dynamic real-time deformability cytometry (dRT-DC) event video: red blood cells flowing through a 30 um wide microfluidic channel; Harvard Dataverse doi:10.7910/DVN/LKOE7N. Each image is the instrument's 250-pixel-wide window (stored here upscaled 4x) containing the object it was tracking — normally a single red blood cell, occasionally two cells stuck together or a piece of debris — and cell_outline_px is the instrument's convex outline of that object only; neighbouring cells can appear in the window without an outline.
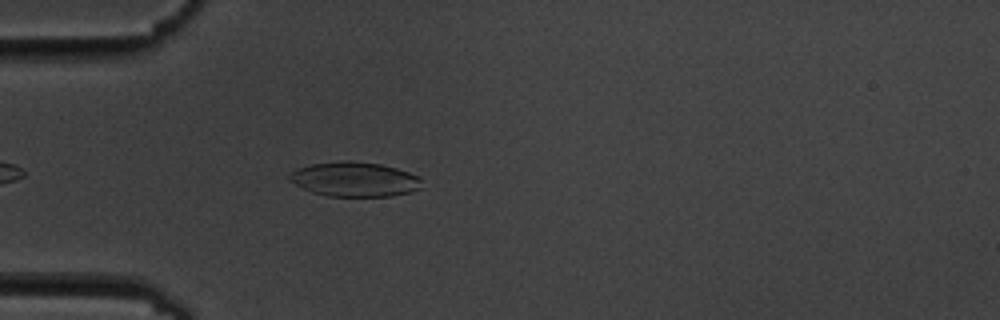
{"species": "common noctule bat (a hibernating species)", "species_latin": "Nyctalus noctula", "temperature_condition": "cold", "stored_images_in_passage": 2, "camera_frame_rate_fps": 3000, "um_per_image_px": 0.085, "animal": {"sex": "male", "body_mass_g": 19.5, "forearm_length_mm": 54.6}, "frame": {"image": 1, "passage_image": 2, "time_ms": 1.0, "image_size_px": [1000, 320], "cell_outline_px": [[420, 188], [412, 192], [392, 196], [328, 196], [312, 192], [288, 180], [288, 176], [292, 172], [300, 168], [312, 164], [340, 160], [348, 160], [380, 164], [396, 168], [420, 176]], "centroid_in_image_um": [30.16, 15.24], "position_along_channel_um": 54.8, "area_um2": 26.59}}